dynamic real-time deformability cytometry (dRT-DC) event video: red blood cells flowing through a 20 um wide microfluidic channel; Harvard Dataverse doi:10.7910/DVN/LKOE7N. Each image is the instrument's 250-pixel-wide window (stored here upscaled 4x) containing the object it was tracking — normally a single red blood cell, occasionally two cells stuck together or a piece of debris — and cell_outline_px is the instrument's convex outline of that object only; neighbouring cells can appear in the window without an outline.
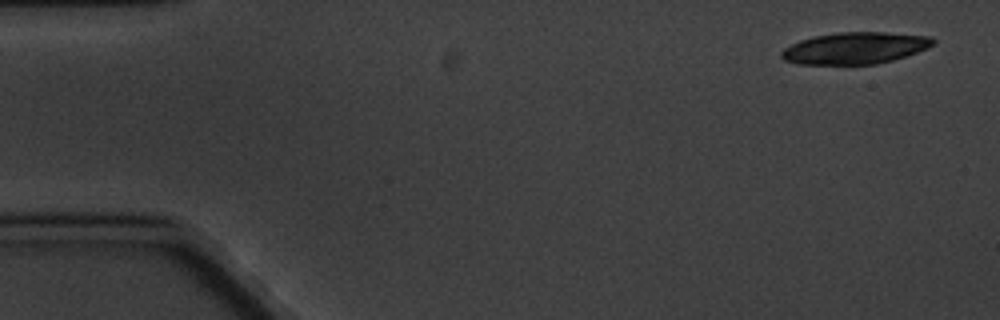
{"species": "common noctule bat (a hibernating species)", "species_latin": "Nyctalus noctula", "temperature_condition": "cold", "stored_images_in_passage": 5, "camera_frame_rate_fps": 3000, "um_per_image_px": 0.085, "animal": {"sex": "male", "body_mass_g": 20.1, "forearm_length_mm": 53.5}, "frame": {"image": 1, "passage_image": 1, "time_ms": 0.0, "image_size_px": [1000, 320], "cell_outline_px": [[936, 40], [928, 48], [892, 60], [876, 64], [800, 64], [784, 60], [780, 56], [780, 52], [784, 48], [800, 40], [816, 36], [836, 32], [884, 32], [932, 36]], "centroid_in_image_um": [72.68, 4.08], "position_along_channel_um": 12.3, "area_um2": 27.92}}